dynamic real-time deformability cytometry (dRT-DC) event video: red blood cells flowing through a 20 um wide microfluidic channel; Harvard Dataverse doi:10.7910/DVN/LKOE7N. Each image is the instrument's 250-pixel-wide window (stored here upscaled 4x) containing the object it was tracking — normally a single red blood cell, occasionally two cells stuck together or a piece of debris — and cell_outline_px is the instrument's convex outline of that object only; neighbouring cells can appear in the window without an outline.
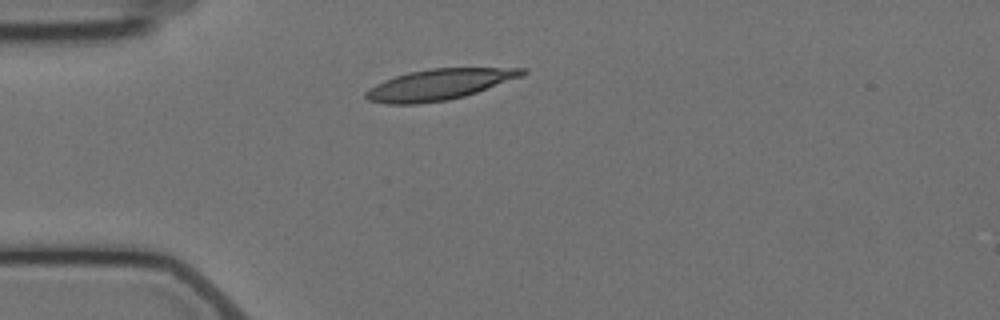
{"species": "Egyptian fruit bat (a non-hibernating species)", "species_latin": "Rousettus aegyptiacus", "temperature_condition": "cold", "stored_images_in_passage": 1, "camera_frame_rate_fps": 3000, "um_per_image_px": 0.085, "animal": {"sex": "female"}, "frame": {"image": 1, "passage_image": 1, "time_ms": 0.0, "image_size_px": [1000, 320], "cell_outline_px": [[528, 72], [520, 76], [476, 92], [464, 96], [448, 100], [416, 104], [388, 104], [368, 100], [364, 96], [364, 92], [376, 84], [384, 80], [408, 72], [432, 68], [528, 68]], "centroid_in_image_um": [37.28, 7.18], "position_along_channel_um": 47.7, "area_um2": 27.8}}